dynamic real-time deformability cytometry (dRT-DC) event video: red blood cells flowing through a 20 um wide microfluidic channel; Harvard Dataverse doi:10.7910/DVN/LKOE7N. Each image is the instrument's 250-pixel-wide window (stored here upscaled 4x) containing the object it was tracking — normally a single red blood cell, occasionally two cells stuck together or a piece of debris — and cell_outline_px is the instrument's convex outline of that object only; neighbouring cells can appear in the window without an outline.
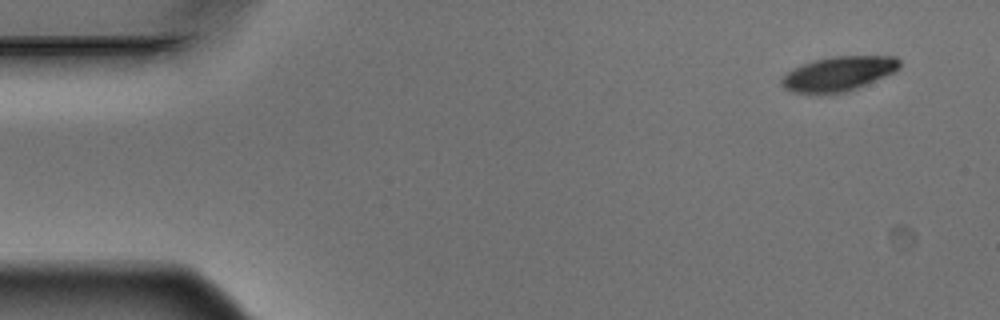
{"species": "Egyptian fruit bat (a non-hibernating species)", "species_latin": "Rousettus aegyptiacus", "temperature_condition": "warm", "stored_images_in_passage": 12, "camera_frame_rate_fps": 3000, "um_per_image_px": 0.085, "animal": {"sex": "male"}, "frame": {"image": 1, "passage_image": 1, "time_ms": 0.0, "image_size_px": [1000, 320], "cell_outline_px": [[900, 68], [896, 72], [848, 92], [792, 92], [784, 88], [780, 84], [780, 80], [792, 68], [812, 60], [832, 56], [896, 56], [900, 60]], "centroid_in_image_um": [71.31, 6.24], "position_along_channel_um": 13.7, "area_um2": 23.76}}
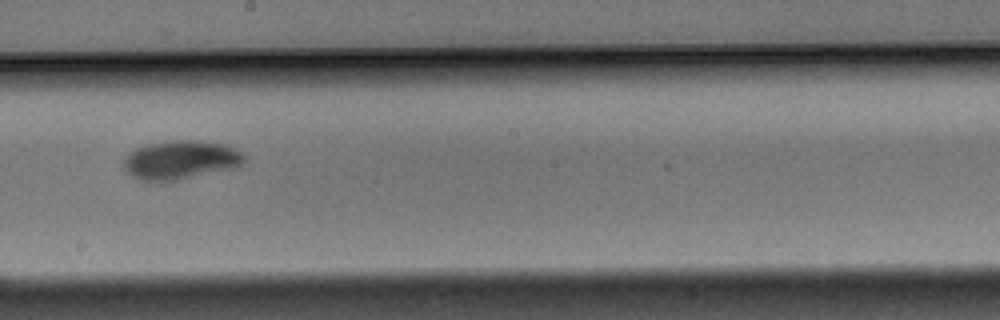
{"frame": {"image": 2, "passage_image": 8, "time_ms": 2.333, "image_size_px": [1000, 320], "cell_outline_px": [[248, 160], [236, 168], [176, 180], [140, 180], [132, 176], [120, 164], [128, 152], [144, 144], [172, 140], [200, 140], [228, 144], [240, 152]], "centroid_in_image_um": [15.36, 13.57], "position_along_channel_um": 232.8, "area_um2": 27.63}}
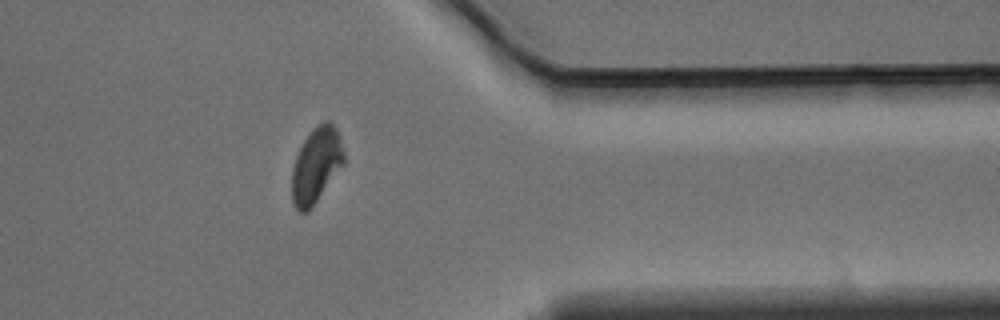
{"frame": {"image": 3, "passage_image": 12, "time_ms": 3.667, "image_size_px": [1000, 320], "cell_outline_px": [[344, 164], [312, 208], [308, 212], [300, 212], [292, 204], [292, 168], [296, 156], [304, 140], [324, 120], [332, 120], [340, 136], [344, 152]], "centroid_in_image_um": [26.89, 14.07], "position_along_channel_um": 384.5, "area_um2": 22.83}}